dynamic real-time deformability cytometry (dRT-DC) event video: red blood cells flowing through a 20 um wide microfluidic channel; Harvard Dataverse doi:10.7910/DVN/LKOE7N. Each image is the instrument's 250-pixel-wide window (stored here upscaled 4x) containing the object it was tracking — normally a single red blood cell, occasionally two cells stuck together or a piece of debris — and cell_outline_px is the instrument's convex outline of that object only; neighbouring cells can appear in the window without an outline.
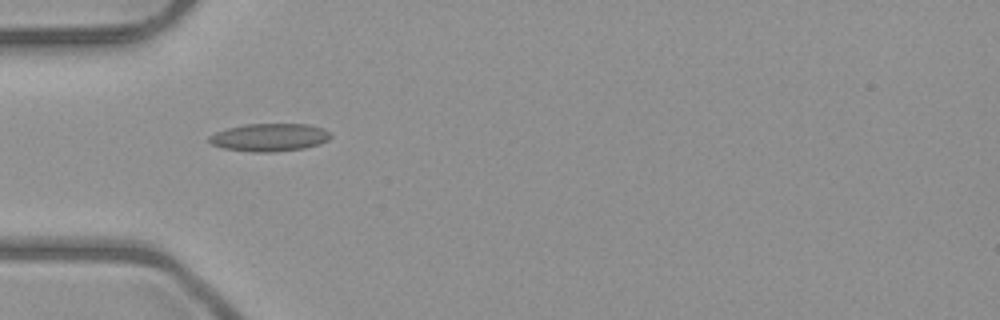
{"species": "common noctule bat (a hibernating species)", "species_latin": "Nyctalus noctula", "temperature_condition": "room temperature", "stored_images_in_passage": 5, "camera_frame_rate_fps": 3000, "um_per_image_px": 0.085, "animal": {"sex": "male", "body_mass_g": 23.1, "forearm_length_mm": 52.7}, "frame": {"image": 1, "passage_image": 3, "time_ms": 2.333, "image_size_px": [1000, 320], "cell_outline_px": [[332, 136], [328, 140], [320, 144], [304, 148], [272, 152], [252, 152], [224, 148], [212, 144], [208, 140], [208, 136], [216, 132], [228, 128], [248, 124], [308, 124], [324, 128], [332, 132]], "centroid_in_image_um": [22.95, 11.67], "position_along_channel_um": 62.0, "area_um2": 19.77}}
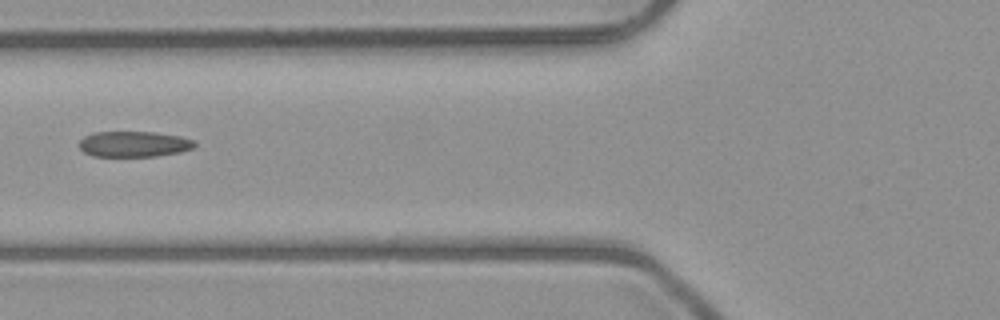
{"frame": {"image": 2, "passage_image": 4, "time_ms": 3.667, "image_size_px": [1000, 320], "cell_outline_px": [[196, 144], [192, 148], [180, 152], [156, 156], [92, 156], [84, 152], [80, 148], [80, 140], [84, 136], [92, 132], [152, 132], [180, 136], [192, 140]], "centroid_in_image_um": [11.35, 12.24], "position_along_channel_um": 114.4, "area_um2": 17.17}}
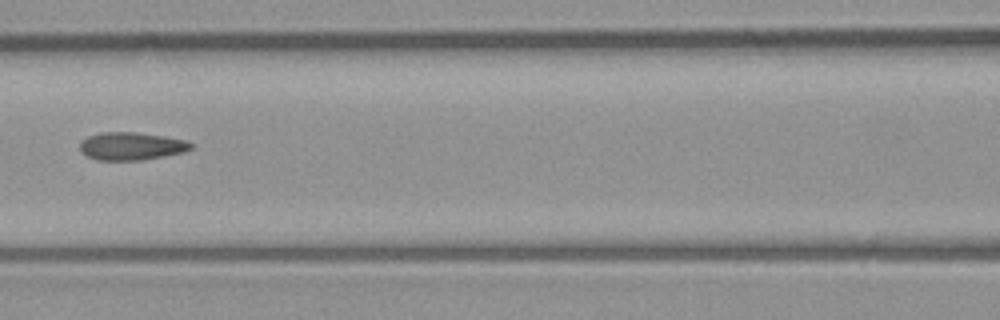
{"frame": {"image": 3, "passage_image": 5, "time_ms": 4.667, "image_size_px": [1000, 320], "cell_outline_px": [[192, 148], [184, 152], [164, 156], [140, 160], [96, 160], [80, 152], [80, 144], [88, 136], [100, 132], [136, 132], [164, 136], [184, 140], [192, 144]], "centroid_in_image_um": [11.15, 12.42], "position_along_channel_um": 155.5, "area_um2": 17.92}}